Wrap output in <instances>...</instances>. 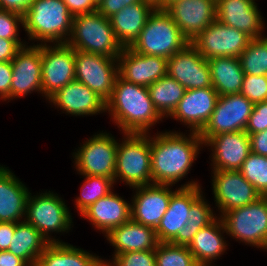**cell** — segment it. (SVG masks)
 Returning <instances> with one entry per match:
<instances>
[{
  "instance_id": "obj_47",
  "label": "cell",
  "mask_w": 267,
  "mask_h": 266,
  "mask_svg": "<svg viewBox=\"0 0 267 266\" xmlns=\"http://www.w3.org/2000/svg\"><path fill=\"white\" fill-rule=\"evenodd\" d=\"M251 152L267 157V130L249 134Z\"/></svg>"
},
{
  "instance_id": "obj_11",
  "label": "cell",
  "mask_w": 267,
  "mask_h": 266,
  "mask_svg": "<svg viewBox=\"0 0 267 266\" xmlns=\"http://www.w3.org/2000/svg\"><path fill=\"white\" fill-rule=\"evenodd\" d=\"M253 105L241 93L218 96L210 120L199 133L203 142L222 133L245 131Z\"/></svg>"
},
{
  "instance_id": "obj_6",
  "label": "cell",
  "mask_w": 267,
  "mask_h": 266,
  "mask_svg": "<svg viewBox=\"0 0 267 266\" xmlns=\"http://www.w3.org/2000/svg\"><path fill=\"white\" fill-rule=\"evenodd\" d=\"M188 43L171 16L165 10L155 9L129 48L139 54L169 59Z\"/></svg>"
},
{
  "instance_id": "obj_3",
  "label": "cell",
  "mask_w": 267,
  "mask_h": 266,
  "mask_svg": "<svg viewBox=\"0 0 267 266\" xmlns=\"http://www.w3.org/2000/svg\"><path fill=\"white\" fill-rule=\"evenodd\" d=\"M23 17L32 44L66 43L71 35L74 16L62 0H33Z\"/></svg>"
},
{
  "instance_id": "obj_24",
  "label": "cell",
  "mask_w": 267,
  "mask_h": 266,
  "mask_svg": "<svg viewBox=\"0 0 267 266\" xmlns=\"http://www.w3.org/2000/svg\"><path fill=\"white\" fill-rule=\"evenodd\" d=\"M47 101L54 105L55 109H61L62 113L69 116H93L106 113V102L79 81L69 82L51 95Z\"/></svg>"
},
{
  "instance_id": "obj_17",
  "label": "cell",
  "mask_w": 267,
  "mask_h": 266,
  "mask_svg": "<svg viewBox=\"0 0 267 266\" xmlns=\"http://www.w3.org/2000/svg\"><path fill=\"white\" fill-rule=\"evenodd\" d=\"M172 185L149 184L133 187L131 219L137 223L157 228L166 213L172 193Z\"/></svg>"
},
{
  "instance_id": "obj_18",
  "label": "cell",
  "mask_w": 267,
  "mask_h": 266,
  "mask_svg": "<svg viewBox=\"0 0 267 266\" xmlns=\"http://www.w3.org/2000/svg\"><path fill=\"white\" fill-rule=\"evenodd\" d=\"M172 193L168 209L155 229L159 242H170L178 230L185 226L191 203L203 192L196 180L181 184Z\"/></svg>"
},
{
  "instance_id": "obj_50",
  "label": "cell",
  "mask_w": 267,
  "mask_h": 266,
  "mask_svg": "<svg viewBox=\"0 0 267 266\" xmlns=\"http://www.w3.org/2000/svg\"><path fill=\"white\" fill-rule=\"evenodd\" d=\"M0 266H29L23 259L8 250L0 251Z\"/></svg>"
},
{
  "instance_id": "obj_4",
  "label": "cell",
  "mask_w": 267,
  "mask_h": 266,
  "mask_svg": "<svg viewBox=\"0 0 267 266\" xmlns=\"http://www.w3.org/2000/svg\"><path fill=\"white\" fill-rule=\"evenodd\" d=\"M151 133H122L118 140L114 184L130 188L152 184Z\"/></svg>"
},
{
  "instance_id": "obj_45",
  "label": "cell",
  "mask_w": 267,
  "mask_h": 266,
  "mask_svg": "<svg viewBox=\"0 0 267 266\" xmlns=\"http://www.w3.org/2000/svg\"><path fill=\"white\" fill-rule=\"evenodd\" d=\"M12 81L11 62H0V99L10 101V86Z\"/></svg>"
},
{
  "instance_id": "obj_31",
  "label": "cell",
  "mask_w": 267,
  "mask_h": 266,
  "mask_svg": "<svg viewBox=\"0 0 267 266\" xmlns=\"http://www.w3.org/2000/svg\"><path fill=\"white\" fill-rule=\"evenodd\" d=\"M210 67L212 87L218 96L240 93L244 71L237 57H214L207 60Z\"/></svg>"
},
{
  "instance_id": "obj_13",
  "label": "cell",
  "mask_w": 267,
  "mask_h": 266,
  "mask_svg": "<svg viewBox=\"0 0 267 266\" xmlns=\"http://www.w3.org/2000/svg\"><path fill=\"white\" fill-rule=\"evenodd\" d=\"M251 39L246 33L214 20L190 43L207 60L214 57L239 58Z\"/></svg>"
},
{
  "instance_id": "obj_43",
  "label": "cell",
  "mask_w": 267,
  "mask_h": 266,
  "mask_svg": "<svg viewBox=\"0 0 267 266\" xmlns=\"http://www.w3.org/2000/svg\"><path fill=\"white\" fill-rule=\"evenodd\" d=\"M144 0H101L98 3L97 11L109 18L126 6L142 2Z\"/></svg>"
},
{
  "instance_id": "obj_34",
  "label": "cell",
  "mask_w": 267,
  "mask_h": 266,
  "mask_svg": "<svg viewBox=\"0 0 267 266\" xmlns=\"http://www.w3.org/2000/svg\"><path fill=\"white\" fill-rule=\"evenodd\" d=\"M155 109L163 118H169L183 98L186 89L175 79L166 75L148 87Z\"/></svg>"
},
{
  "instance_id": "obj_38",
  "label": "cell",
  "mask_w": 267,
  "mask_h": 266,
  "mask_svg": "<svg viewBox=\"0 0 267 266\" xmlns=\"http://www.w3.org/2000/svg\"><path fill=\"white\" fill-rule=\"evenodd\" d=\"M238 171L261 196H267V157L251 152Z\"/></svg>"
},
{
  "instance_id": "obj_42",
  "label": "cell",
  "mask_w": 267,
  "mask_h": 266,
  "mask_svg": "<svg viewBox=\"0 0 267 266\" xmlns=\"http://www.w3.org/2000/svg\"><path fill=\"white\" fill-rule=\"evenodd\" d=\"M265 130H267V101L253 105L245 132L249 135Z\"/></svg>"
},
{
  "instance_id": "obj_26",
  "label": "cell",
  "mask_w": 267,
  "mask_h": 266,
  "mask_svg": "<svg viewBox=\"0 0 267 266\" xmlns=\"http://www.w3.org/2000/svg\"><path fill=\"white\" fill-rule=\"evenodd\" d=\"M30 192L11 169L0 165V222L23 221Z\"/></svg>"
},
{
  "instance_id": "obj_28",
  "label": "cell",
  "mask_w": 267,
  "mask_h": 266,
  "mask_svg": "<svg viewBox=\"0 0 267 266\" xmlns=\"http://www.w3.org/2000/svg\"><path fill=\"white\" fill-rule=\"evenodd\" d=\"M105 237L115 249L112 258L130 251L155 250L159 243L153 228L132 219L114 228Z\"/></svg>"
},
{
  "instance_id": "obj_19",
  "label": "cell",
  "mask_w": 267,
  "mask_h": 266,
  "mask_svg": "<svg viewBox=\"0 0 267 266\" xmlns=\"http://www.w3.org/2000/svg\"><path fill=\"white\" fill-rule=\"evenodd\" d=\"M165 11L191 42L216 20V0H177Z\"/></svg>"
},
{
  "instance_id": "obj_37",
  "label": "cell",
  "mask_w": 267,
  "mask_h": 266,
  "mask_svg": "<svg viewBox=\"0 0 267 266\" xmlns=\"http://www.w3.org/2000/svg\"><path fill=\"white\" fill-rule=\"evenodd\" d=\"M155 256L156 266H199L187 246L159 242Z\"/></svg>"
},
{
  "instance_id": "obj_15",
  "label": "cell",
  "mask_w": 267,
  "mask_h": 266,
  "mask_svg": "<svg viewBox=\"0 0 267 266\" xmlns=\"http://www.w3.org/2000/svg\"><path fill=\"white\" fill-rule=\"evenodd\" d=\"M11 65L10 101L26 97L33 92L42 95L41 44H27L21 47Z\"/></svg>"
},
{
  "instance_id": "obj_51",
  "label": "cell",
  "mask_w": 267,
  "mask_h": 266,
  "mask_svg": "<svg viewBox=\"0 0 267 266\" xmlns=\"http://www.w3.org/2000/svg\"><path fill=\"white\" fill-rule=\"evenodd\" d=\"M156 7V9L163 10V0H144Z\"/></svg>"
},
{
  "instance_id": "obj_35",
  "label": "cell",
  "mask_w": 267,
  "mask_h": 266,
  "mask_svg": "<svg viewBox=\"0 0 267 266\" xmlns=\"http://www.w3.org/2000/svg\"><path fill=\"white\" fill-rule=\"evenodd\" d=\"M84 180L81 185L80 195L74 203L79 215L98 199L110 193L115 184L111 178L104 176L81 175Z\"/></svg>"
},
{
  "instance_id": "obj_1",
  "label": "cell",
  "mask_w": 267,
  "mask_h": 266,
  "mask_svg": "<svg viewBox=\"0 0 267 266\" xmlns=\"http://www.w3.org/2000/svg\"><path fill=\"white\" fill-rule=\"evenodd\" d=\"M203 147L199 133L157 131L151 136L152 184L177 185L192 170Z\"/></svg>"
},
{
  "instance_id": "obj_25",
  "label": "cell",
  "mask_w": 267,
  "mask_h": 266,
  "mask_svg": "<svg viewBox=\"0 0 267 266\" xmlns=\"http://www.w3.org/2000/svg\"><path fill=\"white\" fill-rule=\"evenodd\" d=\"M128 202V203H127ZM131 201L112 190L84 210L80 216L106 236L114 228L131 219Z\"/></svg>"
},
{
  "instance_id": "obj_10",
  "label": "cell",
  "mask_w": 267,
  "mask_h": 266,
  "mask_svg": "<svg viewBox=\"0 0 267 266\" xmlns=\"http://www.w3.org/2000/svg\"><path fill=\"white\" fill-rule=\"evenodd\" d=\"M118 76V59L75 50V80L107 102Z\"/></svg>"
},
{
  "instance_id": "obj_46",
  "label": "cell",
  "mask_w": 267,
  "mask_h": 266,
  "mask_svg": "<svg viewBox=\"0 0 267 266\" xmlns=\"http://www.w3.org/2000/svg\"><path fill=\"white\" fill-rule=\"evenodd\" d=\"M62 1L67 5L69 12L73 16L97 11L98 3L95 0H62Z\"/></svg>"
},
{
  "instance_id": "obj_32",
  "label": "cell",
  "mask_w": 267,
  "mask_h": 266,
  "mask_svg": "<svg viewBox=\"0 0 267 266\" xmlns=\"http://www.w3.org/2000/svg\"><path fill=\"white\" fill-rule=\"evenodd\" d=\"M48 244L33 225L23 220L16 223L8 251L23 259L29 266H36L39 256Z\"/></svg>"
},
{
  "instance_id": "obj_44",
  "label": "cell",
  "mask_w": 267,
  "mask_h": 266,
  "mask_svg": "<svg viewBox=\"0 0 267 266\" xmlns=\"http://www.w3.org/2000/svg\"><path fill=\"white\" fill-rule=\"evenodd\" d=\"M25 40H9L0 38V62H11L18 50L29 44Z\"/></svg>"
},
{
  "instance_id": "obj_5",
  "label": "cell",
  "mask_w": 267,
  "mask_h": 266,
  "mask_svg": "<svg viewBox=\"0 0 267 266\" xmlns=\"http://www.w3.org/2000/svg\"><path fill=\"white\" fill-rule=\"evenodd\" d=\"M66 43L74 50L109 58H118L124 48L117 40L109 18L98 11L75 15Z\"/></svg>"
},
{
  "instance_id": "obj_8",
  "label": "cell",
  "mask_w": 267,
  "mask_h": 266,
  "mask_svg": "<svg viewBox=\"0 0 267 266\" xmlns=\"http://www.w3.org/2000/svg\"><path fill=\"white\" fill-rule=\"evenodd\" d=\"M221 218L229 237L267 252V196L227 211Z\"/></svg>"
},
{
  "instance_id": "obj_20",
  "label": "cell",
  "mask_w": 267,
  "mask_h": 266,
  "mask_svg": "<svg viewBox=\"0 0 267 266\" xmlns=\"http://www.w3.org/2000/svg\"><path fill=\"white\" fill-rule=\"evenodd\" d=\"M218 99L213 87L186 90L183 98L169 116L182 122L189 132L200 133L210 120Z\"/></svg>"
},
{
  "instance_id": "obj_14",
  "label": "cell",
  "mask_w": 267,
  "mask_h": 266,
  "mask_svg": "<svg viewBox=\"0 0 267 266\" xmlns=\"http://www.w3.org/2000/svg\"><path fill=\"white\" fill-rule=\"evenodd\" d=\"M212 195L218 217L235 208L247 206L261 197L239 171L212 170ZM221 212V213H220Z\"/></svg>"
},
{
  "instance_id": "obj_29",
  "label": "cell",
  "mask_w": 267,
  "mask_h": 266,
  "mask_svg": "<svg viewBox=\"0 0 267 266\" xmlns=\"http://www.w3.org/2000/svg\"><path fill=\"white\" fill-rule=\"evenodd\" d=\"M155 9L156 7L151 3L142 1L126 6L109 17L115 36L123 47H129L140 35Z\"/></svg>"
},
{
  "instance_id": "obj_16",
  "label": "cell",
  "mask_w": 267,
  "mask_h": 266,
  "mask_svg": "<svg viewBox=\"0 0 267 266\" xmlns=\"http://www.w3.org/2000/svg\"><path fill=\"white\" fill-rule=\"evenodd\" d=\"M167 75L186 90L212 87L207 59L191 43L168 59Z\"/></svg>"
},
{
  "instance_id": "obj_48",
  "label": "cell",
  "mask_w": 267,
  "mask_h": 266,
  "mask_svg": "<svg viewBox=\"0 0 267 266\" xmlns=\"http://www.w3.org/2000/svg\"><path fill=\"white\" fill-rule=\"evenodd\" d=\"M15 227L16 223L14 222H0V251L9 249Z\"/></svg>"
},
{
  "instance_id": "obj_40",
  "label": "cell",
  "mask_w": 267,
  "mask_h": 266,
  "mask_svg": "<svg viewBox=\"0 0 267 266\" xmlns=\"http://www.w3.org/2000/svg\"><path fill=\"white\" fill-rule=\"evenodd\" d=\"M240 93L253 104L267 101V75H245Z\"/></svg>"
},
{
  "instance_id": "obj_49",
  "label": "cell",
  "mask_w": 267,
  "mask_h": 266,
  "mask_svg": "<svg viewBox=\"0 0 267 266\" xmlns=\"http://www.w3.org/2000/svg\"><path fill=\"white\" fill-rule=\"evenodd\" d=\"M33 0H0V8L24 15Z\"/></svg>"
},
{
  "instance_id": "obj_39",
  "label": "cell",
  "mask_w": 267,
  "mask_h": 266,
  "mask_svg": "<svg viewBox=\"0 0 267 266\" xmlns=\"http://www.w3.org/2000/svg\"><path fill=\"white\" fill-rule=\"evenodd\" d=\"M102 261L105 266H156L155 250L130 251Z\"/></svg>"
},
{
  "instance_id": "obj_33",
  "label": "cell",
  "mask_w": 267,
  "mask_h": 266,
  "mask_svg": "<svg viewBox=\"0 0 267 266\" xmlns=\"http://www.w3.org/2000/svg\"><path fill=\"white\" fill-rule=\"evenodd\" d=\"M202 192L192 203L185 226L169 242L174 245L188 246L197 232L212 223L218 216Z\"/></svg>"
},
{
  "instance_id": "obj_2",
  "label": "cell",
  "mask_w": 267,
  "mask_h": 266,
  "mask_svg": "<svg viewBox=\"0 0 267 266\" xmlns=\"http://www.w3.org/2000/svg\"><path fill=\"white\" fill-rule=\"evenodd\" d=\"M110 120L120 133H150L151 127L164 119L155 109L146 86L117 76L112 95L106 102Z\"/></svg>"
},
{
  "instance_id": "obj_12",
  "label": "cell",
  "mask_w": 267,
  "mask_h": 266,
  "mask_svg": "<svg viewBox=\"0 0 267 266\" xmlns=\"http://www.w3.org/2000/svg\"><path fill=\"white\" fill-rule=\"evenodd\" d=\"M42 96L47 100L75 80V50L67 43L41 44Z\"/></svg>"
},
{
  "instance_id": "obj_27",
  "label": "cell",
  "mask_w": 267,
  "mask_h": 266,
  "mask_svg": "<svg viewBox=\"0 0 267 266\" xmlns=\"http://www.w3.org/2000/svg\"><path fill=\"white\" fill-rule=\"evenodd\" d=\"M227 233L221 217H217L208 226L200 229L187 246L199 266H214L228 249Z\"/></svg>"
},
{
  "instance_id": "obj_23",
  "label": "cell",
  "mask_w": 267,
  "mask_h": 266,
  "mask_svg": "<svg viewBox=\"0 0 267 266\" xmlns=\"http://www.w3.org/2000/svg\"><path fill=\"white\" fill-rule=\"evenodd\" d=\"M118 59V75L131 83L148 87L167 75L168 59L143 55L124 47Z\"/></svg>"
},
{
  "instance_id": "obj_22",
  "label": "cell",
  "mask_w": 267,
  "mask_h": 266,
  "mask_svg": "<svg viewBox=\"0 0 267 266\" xmlns=\"http://www.w3.org/2000/svg\"><path fill=\"white\" fill-rule=\"evenodd\" d=\"M257 0H216V20L246 33L252 39L264 36L265 20Z\"/></svg>"
},
{
  "instance_id": "obj_36",
  "label": "cell",
  "mask_w": 267,
  "mask_h": 266,
  "mask_svg": "<svg viewBox=\"0 0 267 266\" xmlns=\"http://www.w3.org/2000/svg\"><path fill=\"white\" fill-rule=\"evenodd\" d=\"M239 60L245 75H267V36L251 39Z\"/></svg>"
},
{
  "instance_id": "obj_30",
  "label": "cell",
  "mask_w": 267,
  "mask_h": 266,
  "mask_svg": "<svg viewBox=\"0 0 267 266\" xmlns=\"http://www.w3.org/2000/svg\"><path fill=\"white\" fill-rule=\"evenodd\" d=\"M68 242L49 243L36 266H104L102 257Z\"/></svg>"
},
{
  "instance_id": "obj_7",
  "label": "cell",
  "mask_w": 267,
  "mask_h": 266,
  "mask_svg": "<svg viewBox=\"0 0 267 266\" xmlns=\"http://www.w3.org/2000/svg\"><path fill=\"white\" fill-rule=\"evenodd\" d=\"M71 215L64 199L57 193L49 190L32 195L30 192L24 220L33 225L48 243H54L63 242L55 238V233H68L73 227Z\"/></svg>"
},
{
  "instance_id": "obj_52",
  "label": "cell",
  "mask_w": 267,
  "mask_h": 266,
  "mask_svg": "<svg viewBox=\"0 0 267 266\" xmlns=\"http://www.w3.org/2000/svg\"><path fill=\"white\" fill-rule=\"evenodd\" d=\"M177 0H163V10H165L169 5Z\"/></svg>"
},
{
  "instance_id": "obj_41",
  "label": "cell",
  "mask_w": 267,
  "mask_h": 266,
  "mask_svg": "<svg viewBox=\"0 0 267 266\" xmlns=\"http://www.w3.org/2000/svg\"><path fill=\"white\" fill-rule=\"evenodd\" d=\"M20 26L24 27L22 14L0 8V38L22 40L19 37Z\"/></svg>"
},
{
  "instance_id": "obj_9",
  "label": "cell",
  "mask_w": 267,
  "mask_h": 266,
  "mask_svg": "<svg viewBox=\"0 0 267 266\" xmlns=\"http://www.w3.org/2000/svg\"><path fill=\"white\" fill-rule=\"evenodd\" d=\"M82 143L72 154L77 174L104 176L114 181L118 146L114 135L99 131Z\"/></svg>"
},
{
  "instance_id": "obj_21",
  "label": "cell",
  "mask_w": 267,
  "mask_h": 266,
  "mask_svg": "<svg viewBox=\"0 0 267 266\" xmlns=\"http://www.w3.org/2000/svg\"><path fill=\"white\" fill-rule=\"evenodd\" d=\"M210 147L212 170L238 171L251 153L250 138L245 131L222 133L210 137L204 148Z\"/></svg>"
}]
</instances>
